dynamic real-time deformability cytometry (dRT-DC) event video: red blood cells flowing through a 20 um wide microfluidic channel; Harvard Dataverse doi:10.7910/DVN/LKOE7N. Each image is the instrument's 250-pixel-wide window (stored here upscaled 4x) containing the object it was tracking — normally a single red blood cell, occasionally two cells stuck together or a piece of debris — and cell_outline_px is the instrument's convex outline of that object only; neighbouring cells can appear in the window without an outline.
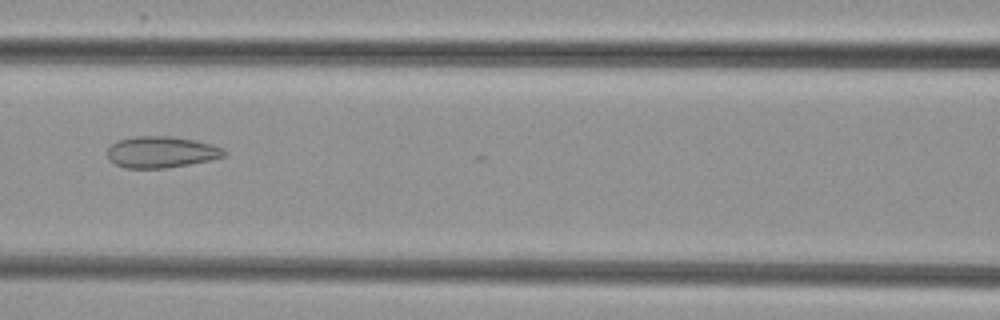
{"species": "common noctule bat (a hibernating species)", "species_latin": "Nyctalus noctula", "temperature_condition": "cold", "stored_images_in_passage": 6, "camera_frame_rate_fps": 3000, "um_per_image_px": 0.085, "animal": {"sex": "female", "body_mass_g": 29.2, "forearm_length_mm": 56.3}, "frame": {"image": 1, "passage_image": 6, "time_ms": 7.0, "image_size_px": [1000, 320], "cell_outline_px": [[228, 152], [224, 156], [212, 160], [164, 168], [124, 168], [108, 160], [108, 148], [116, 140], [136, 136], [172, 136], [196, 140], [212, 144], [224, 148]], "centroid_in_image_um": [13.72, 12.92], "position_along_channel_um": 152.9, "area_um2": 21.56}}